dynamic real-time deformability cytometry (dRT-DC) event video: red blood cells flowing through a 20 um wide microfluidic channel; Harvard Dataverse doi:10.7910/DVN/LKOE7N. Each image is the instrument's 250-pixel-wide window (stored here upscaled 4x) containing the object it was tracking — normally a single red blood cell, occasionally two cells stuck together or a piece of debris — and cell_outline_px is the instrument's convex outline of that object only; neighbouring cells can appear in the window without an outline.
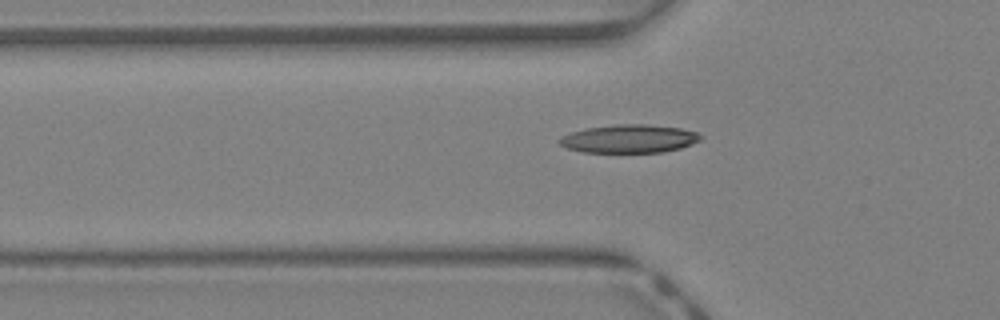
{"species": "Egyptian fruit bat (a non-hibernating species)", "species_latin": "Rousettus aegyptiacus", "temperature_condition": "warm", "stored_images_in_passage": 33, "camera_frame_rate_fps": 3000, "um_per_image_px": 0.085, "animal": {"sex": "female"}, "frame": {"image": 1, "passage_image": 5, "time_ms": 1.333, "image_size_px": [1000, 320], "cell_outline_px": [[704, 136], [700, 140], [692, 144], [680, 148], [664, 152], [584, 152], [568, 148], [560, 144], [556, 140], [560, 136], [584, 128], [616, 124], [644, 124], [680, 128], [696, 132]], "centroid_in_image_um": [53.47, 11.79], "position_along_channel_um": 72.3, "area_um2": 23.29}}
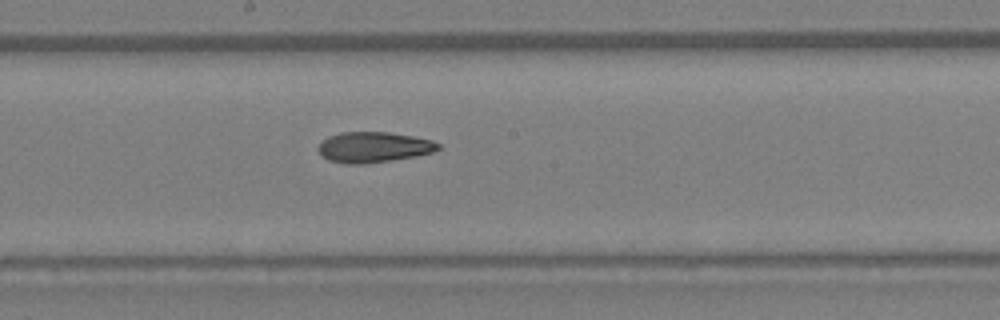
{"frame": {"image": 2, "passage_image": 14, "time_ms": 4.333, "image_size_px": [1000, 320], "cell_outline_px": [[440, 148], [432, 152], [416, 156], [392, 160], [364, 164], [348, 164], [328, 160], [320, 156], [316, 148], [328, 136], [340, 132], [388, 132], [412, 136], [432, 140], [440, 144]], "centroid_in_image_um": [31.72, 12.51], "position_along_channel_um": 216.5, "area_um2": 21.44}}
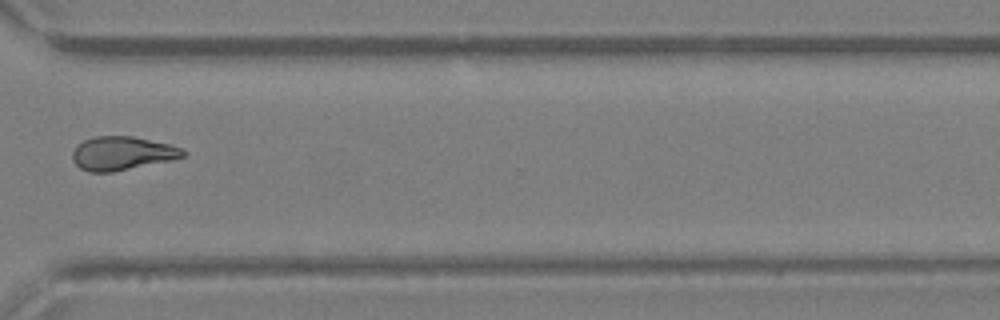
{"frame": {"image": 3, "passage_image": 23, "time_ms": 7.333, "image_size_px": [1000, 320], "cell_outline_px": [[188, 156], [172, 160], [112, 172], [88, 172], [80, 168], [72, 160], [72, 152], [84, 140], [96, 136], [132, 136], [168, 144], [184, 148], [188, 152]], "centroid_in_image_um": [10.43, 13.04], "position_along_channel_um": 360.2, "area_um2": 21.73}, "authors_computed_cell_mechanics": {"area_um2": 21.6172, "velocity_mm_per_s": 4.7888, "shape_relaxation_time_tau1_ms": null, "shape_relaxation_time_tau2_ms": 4.0006, "deformation_change_tau1": null, "deformation_change_tau2": 0.1247}}